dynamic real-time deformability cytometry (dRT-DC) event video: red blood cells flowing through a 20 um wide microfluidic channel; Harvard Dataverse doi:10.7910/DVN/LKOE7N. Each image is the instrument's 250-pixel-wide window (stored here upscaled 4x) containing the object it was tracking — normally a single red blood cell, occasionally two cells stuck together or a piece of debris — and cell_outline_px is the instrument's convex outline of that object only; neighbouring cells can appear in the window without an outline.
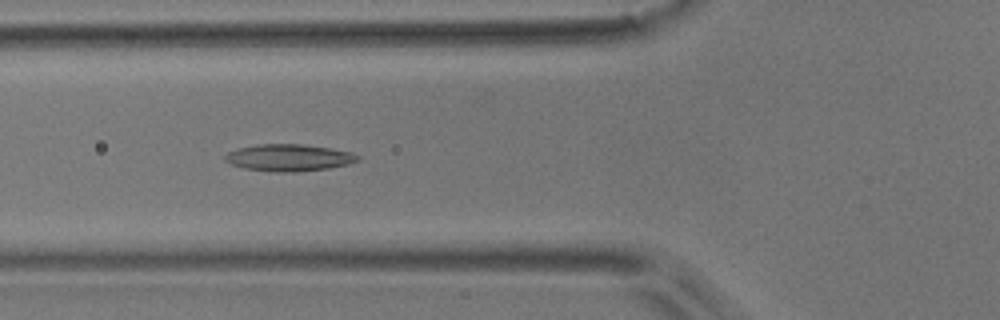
{"species": "common noctule bat (a hibernating species)", "species_latin": "Nyctalus noctula", "temperature_condition": "room temperature", "stored_images_in_passage": 52, "camera_frame_rate_fps": 3000, "um_per_image_px": 0.085, "animal": {"sex": "male", "body_mass_g": 17.9}, "frame": {"image": 1, "passage_image": 18, "time_ms": 5.667, "image_size_px": [1000, 320], "cell_outline_px": [[360, 160], [348, 164], [328, 168], [296, 172], [272, 172], [244, 168], [232, 164], [224, 160], [224, 156], [228, 152], [240, 148], [256, 144], [304, 144], [352, 152], [360, 156]], "centroid_in_image_um": [24.56, 13.4], "position_along_channel_um": 101.2, "area_um2": 20.81}}
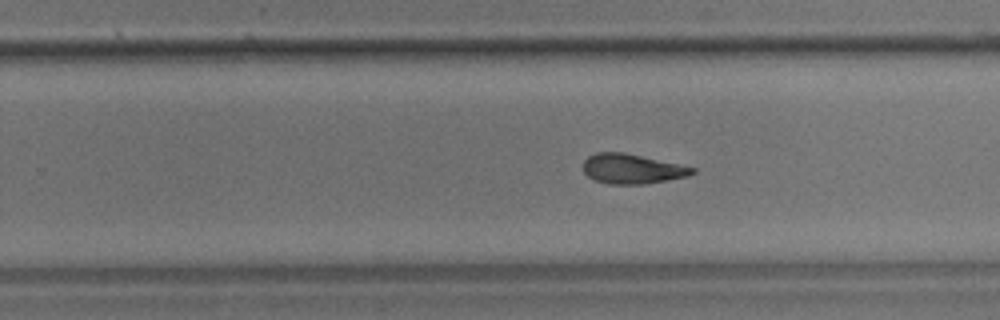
{"frame": {"image": 2, "passage_image": 32, "time_ms": 10.333, "image_size_px": [1000, 320], "cell_outline_px": [[696, 172], [688, 176], [644, 184], [608, 184], [596, 180], [588, 176], [584, 172], [584, 160], [588, 156], [596, 152], [624, 152], [696, 168]], "centroid_in_image_um": [53.72, 14.35], "position_along_channel_um": 276.1, "area_um2": 18.79}}
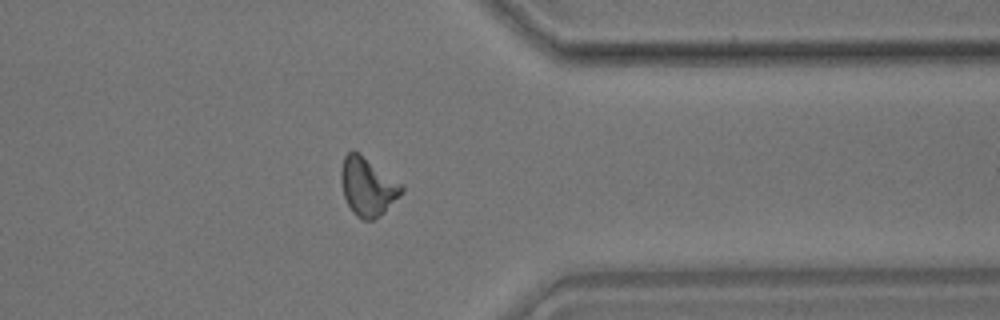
{"frame": {"image": 3, "passage_image": 41, "time_ms": 13.333, "image_size_px": [1000, 320], "cell_outline_px": [[404, 192], [384, 212], [372, 220], [364, 220], [356, 216], [352, 212], [344, 196], [340, 180], [340, 172], [344, 156], [352, 148], [360, 152], [404, 184]], "centroid_in_image_um": [31.26, 15.82], "position_along_channel_um": 380.1, "area_um2": 21.04}, "authors_computed_cell_mechanics": {"area_um2": 19.9699, "velocity_mm_per_s": 3.7404, "shape_relaxation_time_tau1_ms": 6.4634, "shape_relaxation_time_tau2_ms": 4.7645, "deformation_change_tau1": 0.1777, "deformation_change_tau2": 0.1433}}